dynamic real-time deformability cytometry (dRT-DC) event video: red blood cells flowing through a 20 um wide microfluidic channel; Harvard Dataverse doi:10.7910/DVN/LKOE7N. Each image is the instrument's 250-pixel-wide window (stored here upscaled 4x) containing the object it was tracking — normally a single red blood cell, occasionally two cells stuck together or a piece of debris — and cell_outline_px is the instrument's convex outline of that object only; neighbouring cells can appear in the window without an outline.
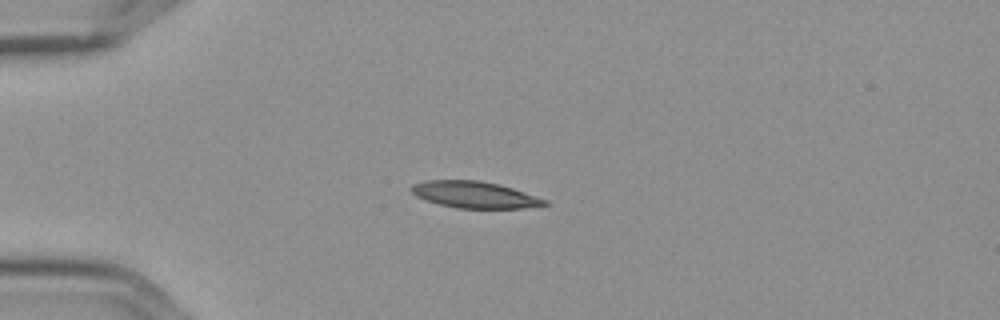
{"species": "Egyptian fruit bat (a non-hibernating species)", "species_latin": "Rousettus aegyptiacus", "temperature_condition": "cold", "stored_images_in_passage": 4, "camera_frame_rate_fps": 3000, "um_per_image_px": 0.085, "frame": {"image": 1, "passage_image": 1, "time_ms": 0.0, "image_size_px": [1000, 320], "cell_outline_px": [[548, 204], [524, 208], [456, 208], [440, 204], [416, 196], [408, 188], [412, 184], [424, 180], [480, 180], [500, 184], [548, 200]], "centroid_in_image_um": [40.32, 16.54], "position_along_channel_um": 44.7, "area_um2": 20.63}}
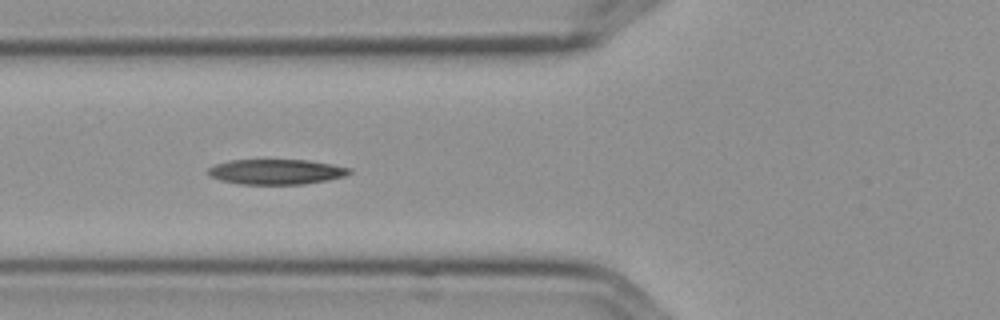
{"frame": {"image": 2, "passage_image": 3, "time_ms": 0.667, "image_size_px": [1000, 320], "cell_outline_px": [[352, 172], [344, 176], [328, 180], [304, 184], [240, 184], [220, 180], [208, 176], [208, 168], [216, 164], [228, 160], [308, 160], [332, 164], [352, 168]], "centroid_in_image_um": [23.48, 14.6], "position_along_channel_um": 102.3, "area_um2": 20.81}}
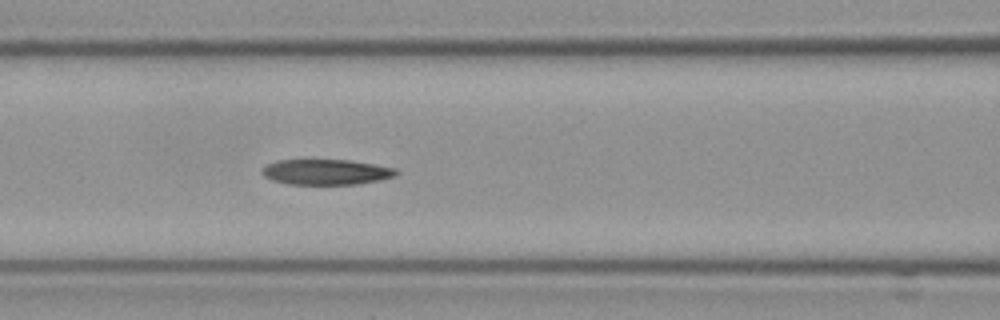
{"frame": {"image": 3, "passage_image": 4, "time_ms": 1.0, "image_size_px": [1000, 320], "cell_outline_px": [[396, 172], [392, 176], [380, 180], [356, 184], [288, 184], [272, 180], [264, 176], [260, 172], [260, 168], [276, 160], [348, 160], [396, 168]], "centroid_in_image_um": [27.64, 14.62], "position_along_channel_um": 139.0, "area_um2": 19.71}}